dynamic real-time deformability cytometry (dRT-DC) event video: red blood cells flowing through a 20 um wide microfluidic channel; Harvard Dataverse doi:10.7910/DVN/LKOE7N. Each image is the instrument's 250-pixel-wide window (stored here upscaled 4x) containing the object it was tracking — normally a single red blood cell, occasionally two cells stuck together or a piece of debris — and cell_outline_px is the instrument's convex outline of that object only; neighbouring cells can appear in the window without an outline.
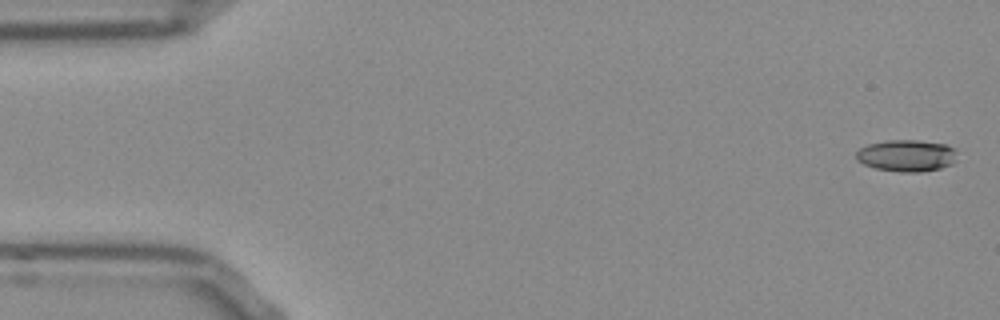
{"species": "Egyptian fruit bat (a non-hibernating species)", "species_latin": "Rousettus aegyptiacus", "temperature_condition": "room temperature", "stored_images_in_passage": 53, "camera_frame_rate_fps": 3000, "um_per_image_px": 0.085, "frame": {"image": 1, "passage_image": 1, "time_ms": 0.0, "image_size_px": [1000, 320], "cell_outline_px": [[956, 148], [952, 164], [940, 168], [920, 172], [900, 172], [876, 168], [864, 164], [856, 160], [856, 152], [860, 148], [868, 144], [888, 140], [916, 140], [944, 144]], "centroid_in_image_um": [77.03, 13.22], "position_along_channel_um": 8.0, "area_um2": 18.55}}
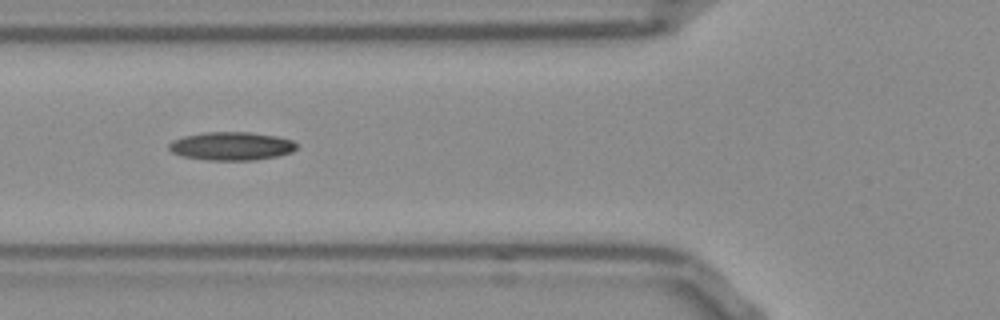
{"frame": {"image": 2, "passage_image": 19, "time_ms": 6.0, "image_size_px": [1000, 320], "cell_outline_px": [[296, 148], [292, 152], [276, 156], [256, 160], [208, 160], [180, 156], [172, 152], [168, 148], [168, 144], [172, 140], [184, 136], [204, 132], [248, 132], [276, 136], [292, 140], [296, 144]], "centroid_in_image_um": [19.64, 12.42], "position_along_channel_um": 106.2, "area_um2": 21.1}}
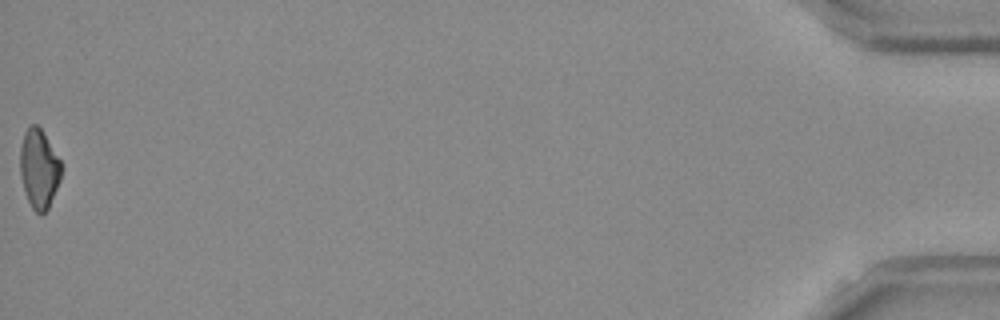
{"frame": {"image": 3, "passage_image": 53, "time_ms": 17.333, "image_size_px": [1000, 320], "cell_outline_px": [[64, 168], [60, 180], [48, 208], [40, 216], [32, 208], [28, 200], [24, 188], [20, 172], [20, 148], [24, 132], [32, 124], [36, 124], [40, 128], [64, 164]], "centroid_in_image_um": [3.34, 14.34], "position_along_channel_um": 431.9, "area_um2": 19.07}}